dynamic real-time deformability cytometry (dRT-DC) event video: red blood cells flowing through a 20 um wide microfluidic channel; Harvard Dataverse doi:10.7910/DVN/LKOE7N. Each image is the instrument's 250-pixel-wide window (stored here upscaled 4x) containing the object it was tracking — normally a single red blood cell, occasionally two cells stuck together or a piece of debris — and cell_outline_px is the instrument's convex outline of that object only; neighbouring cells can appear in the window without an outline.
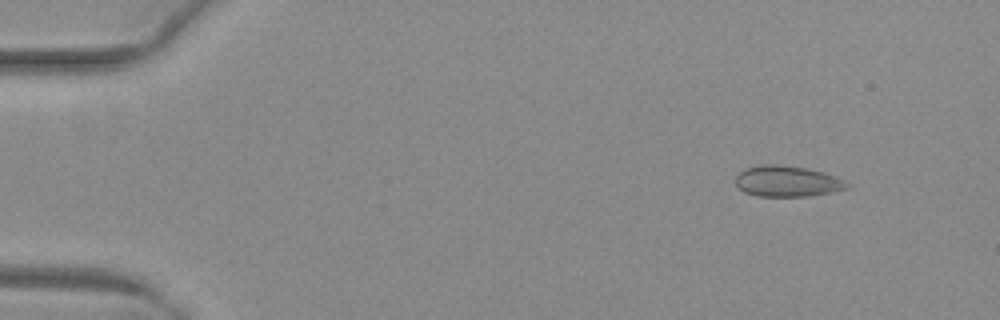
{"species": "common noctule bat (a hibernating species)", "species_latin": "Nyctalus noctula", "temperature_condition": "warm", "stored_images_in_passage": 52, "camera_frame_rate_fps": 3000, "um_per_image_px": 0.085, "animal": {"sex": "female", "body_mass_g": 29.2, "forearm_length_mm": 56.3}, "frame": {"image": 1, "passage_image": 6, "time_ms": 1.667, "image_size_px": [1000, 320], "cell_outline_px": [[852, 184], [848, 188], [808, 196], [756, 196], [744, 192], [736, 184], [736, 176], [744, 168], [760, 164], [776, 164], [804, 168], [824, 172], [836, 176]], "centroid_in_image_um": [66.9, 15.4], "position_along_channel_um": 18.1, "area_um2": 20.06}}
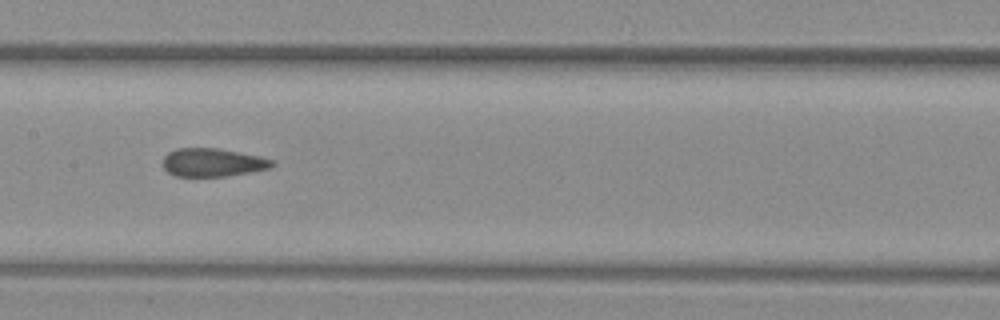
{"frame": {"image": 2, "passage_image": 27, "time_ms": 8.667, "image_size_px": [1000, 320], "cell_outline_px": [[276, 164], [268, 168], [248, 172], [224, 176], [176, 176], [168, 172], [164, 168], [164, 156], [168, 152], [176, 148], [216, 148], [260, 156], [272, 160]], "centroid_in_image_um": [18.05, 13.8], "position_along_channel_um": 189.3, "area_um2": 17.74}}
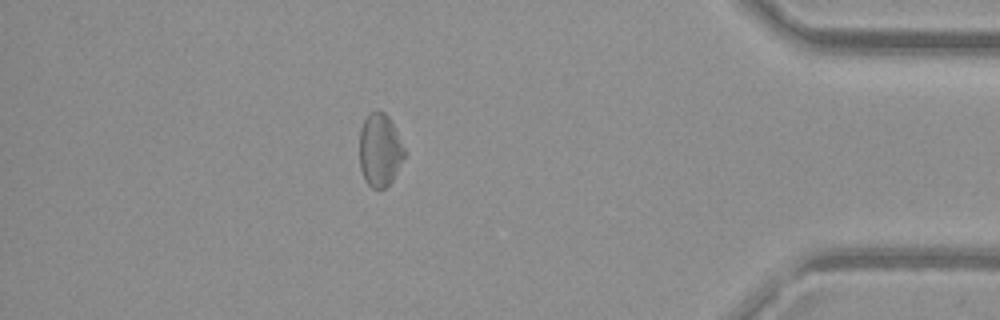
{"frame": {"image": 3, "passage_image": 46, "time_ms": 15.0, "image_size_px": [1000, 320], "cell_outline_px": [[404, 156], [392, 180], [384, 188], [372, 188], [364, 180], [360, 168], [360, 128], [368, 112], [384, 112], [388, 116], [404, 148]], "centroid_in_image_um": [32.25, 12.76], "position_along_channel_um": 402.9, "area_um2": 18.73}, "authors_computed_cell_mechanics": {"area_um2": 19.1607, "velocity_mm_per_s": 4.0136, "shape_relaxation_time_tau1_ms": null, "shape_relaxation_time_tau2_ms": 4.961, "deformation_change_tau1": null, "deformation_change_tau2": 0.0501}}